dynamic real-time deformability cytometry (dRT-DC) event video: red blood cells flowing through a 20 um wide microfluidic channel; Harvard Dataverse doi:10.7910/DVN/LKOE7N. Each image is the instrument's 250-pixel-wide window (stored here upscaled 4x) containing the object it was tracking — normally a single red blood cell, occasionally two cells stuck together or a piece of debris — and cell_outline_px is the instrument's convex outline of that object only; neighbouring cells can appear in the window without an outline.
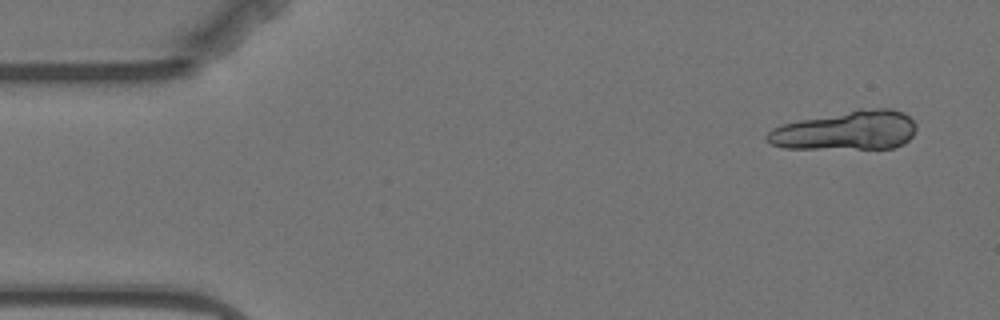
{"species": "Egyptian fruit bat (a non-hibernating species)", "species_latin": "Rousettus aegyptiacus", "temperature_condition": "warm", "stored_images_in_passage": 9, "segment_of_instrument_passage": [1, 2], "camera_frame_rate_fps": 3000, "um_per_image_px": 0.085, "animal": {"sex": "female"}, "frame": {"image": 1, "passage_image": 1, "time_ms": 0.0, "image_size_px": [1000, 320], "cell_outline_px": [[916, 128], [912, 136], [904, 144], [892, 148], [784, 148], [772, 144], [764, 140], [764, 136], [772, 128], [780, 124], [856, 108], [892, 108], [904, 112], [916, 124]], "centroid_in_image_um": [71.91, 11.07], "position_along_channel_um": 13.1, "area_um2": 34.45}}